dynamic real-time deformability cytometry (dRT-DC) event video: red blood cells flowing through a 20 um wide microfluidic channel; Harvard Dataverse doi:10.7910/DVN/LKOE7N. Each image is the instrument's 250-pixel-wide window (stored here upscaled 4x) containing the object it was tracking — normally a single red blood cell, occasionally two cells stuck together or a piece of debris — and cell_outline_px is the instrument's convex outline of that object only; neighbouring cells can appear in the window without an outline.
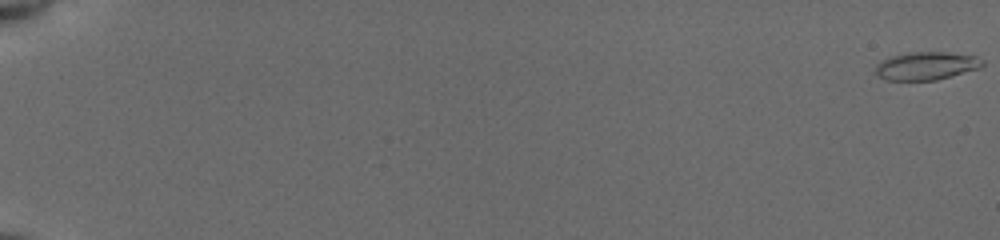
{"species": "common noctule bat (a hibernating species)", "species_latin": "Nyctalus noctula", "temperature_condition": "cold", "stored_images_in_passage": 21, "camera_frame_rate_fps": 3000, "um_per_image_px": 0.085, "animal": {"sex": "female", "body_mass_g": 19.5, "forearm_length_mm": 54.1}, "frame": {"image": 1, "passage_image": 1, "time_ms": 0.0, "image_size_px": [1000, 240], "cell_outline_px": [[984, 64], [980, 68], [936, 80], [888, 80], [880, 76], [876, 72], [876, 64], [884, 60], [896, 56], [916, 52], [940, 52], [972, 56], [984, 60]], "centroid_in_image_um": [78.77, 5.61], "position_along_channel_um": 6.2, "area_um2": 16.88}}
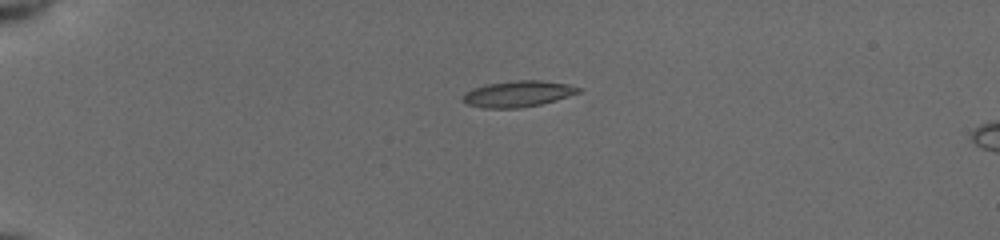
{"frame": {"image": 2, "passage_image": 16, "time_ms": 5.0, "image_size_px": [1000, 240], "cell_outline_px": [[580, 92], [556, 100], [540, 104], [520, 108], [484, 108], [468, 104], [464, 100], [464, 92], [472, 88], [488, 84], [516, 80], [540, 80], [568, 84], [580, 88]], "centroid_in_image_um": [44.03, 7.97], "position_along_channel_um": 41.0, "area_um2": 17.4}}